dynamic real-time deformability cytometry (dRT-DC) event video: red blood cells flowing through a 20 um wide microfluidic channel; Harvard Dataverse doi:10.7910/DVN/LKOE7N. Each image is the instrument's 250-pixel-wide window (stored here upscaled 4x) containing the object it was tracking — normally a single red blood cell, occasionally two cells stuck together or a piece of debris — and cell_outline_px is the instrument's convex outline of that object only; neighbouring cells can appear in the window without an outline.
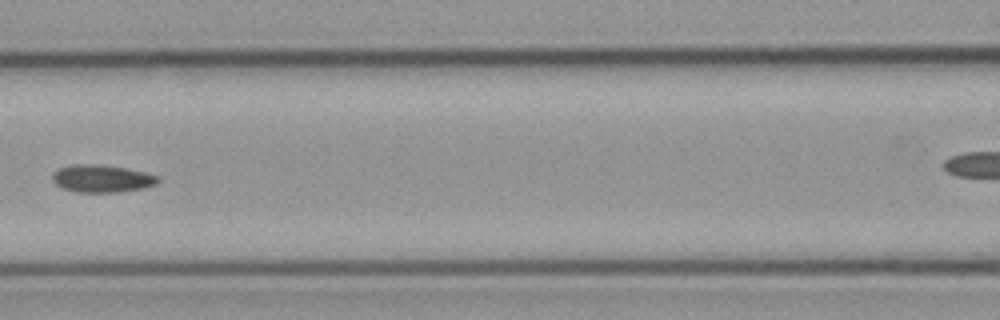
{"species": "common noctule bat (a hibernating species)", "species_latin": "Nyctalus noctula", "temperature_condition": "cold", "stored_images_in_passage": 8, "segment_of_instrument_passage": [1, 2], "camera_frame_rate_fps": 3000, "um_per_image_px": 0.085, "animal": {"sex": "male", "body_mass_g": 23.1, "forearm_length_mm": 52.7}, "frame": {"image": 1, "passage_image": 6, "time_ms": 6.667, "image_size_px": [1000, 320], "cell_outline_px": [[160, 180], [156, 184], [144, 188], [120, 192], [76, 192], [60, 188], [52, 180], [52, 172], [60, 168], [76, 164], [92, 164], [124, 168], [144, 172], [156, 176]], "centroid_in_image_um": [8.62, 15.19], "position_along_channel_um": 158.0, "area_um2": 16.82}}
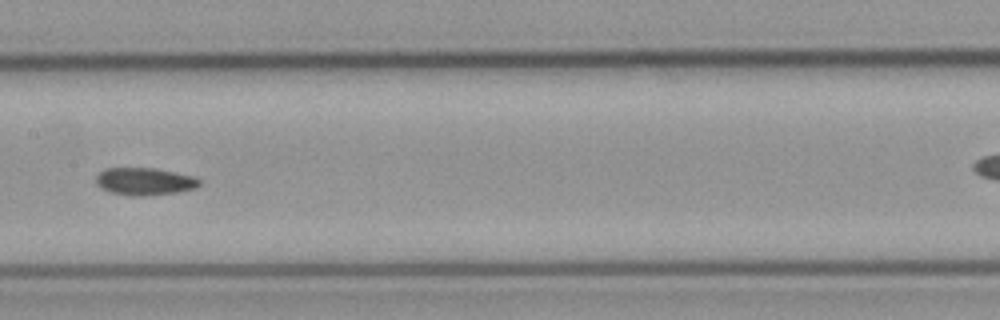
{"frame": {"image": 2, "passage_image": 7, "time_ms": 7.667, "image_size_px": [1000, 320], "cell_outline_px": [[200, 184], [196, 188], [180, 192], [144, 196], [132, 196], [112, 192], [100, 188], [96, 184], [96, 176], [104, 168], [156, 168], [192, 176], [200, 180]], "centroid_in_image_um": [12.28, 15.42], "position_along_channel_um": 195.1, "area_um2": 16.59}}